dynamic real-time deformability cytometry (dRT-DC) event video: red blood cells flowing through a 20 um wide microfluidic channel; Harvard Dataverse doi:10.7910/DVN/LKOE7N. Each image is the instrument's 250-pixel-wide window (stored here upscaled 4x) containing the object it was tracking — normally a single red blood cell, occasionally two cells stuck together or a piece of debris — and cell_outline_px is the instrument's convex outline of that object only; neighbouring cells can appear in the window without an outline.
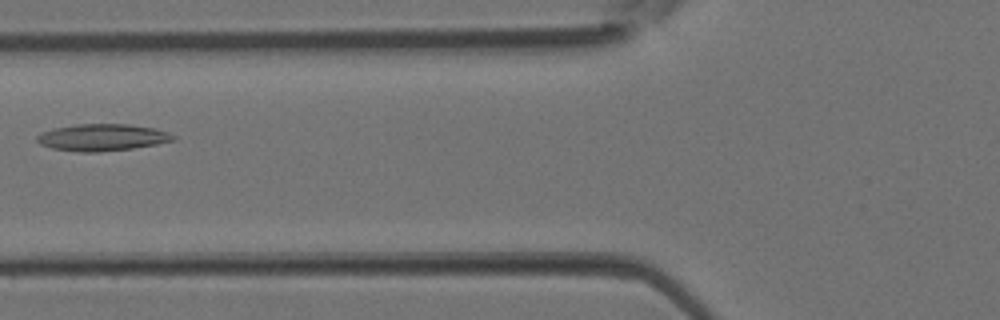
{"species": "Egyptian fruit bat (a non-hibernating species)", "species_latin": "Rousettus aegyptiacus", "temperature_condition": "room temperature", "stored_images_in_passage": 2, "camera_frame_rate_fps": 3000, "um_per_image_px": 0.085, "animal": {"sex": "female"}, "frame": {"image": 1, "passage_image": 2, "time_ms": 0.333, "image_size_px": [1000, 320], "cell_outline_px": [[176, 140], [156, 144], [132, 148], [96, 152], [80, 152], [52, 148], [40, 144], [36, 140], [36, 136], [44, 132], [56, 128], [76, 124], [128, 124], [156, 128], [168, 132], [176, 136]], "centroid_in_image_um": [8.73, 11.67], "position_along_channel_um": 117.1, "area_um2": 21.21}}